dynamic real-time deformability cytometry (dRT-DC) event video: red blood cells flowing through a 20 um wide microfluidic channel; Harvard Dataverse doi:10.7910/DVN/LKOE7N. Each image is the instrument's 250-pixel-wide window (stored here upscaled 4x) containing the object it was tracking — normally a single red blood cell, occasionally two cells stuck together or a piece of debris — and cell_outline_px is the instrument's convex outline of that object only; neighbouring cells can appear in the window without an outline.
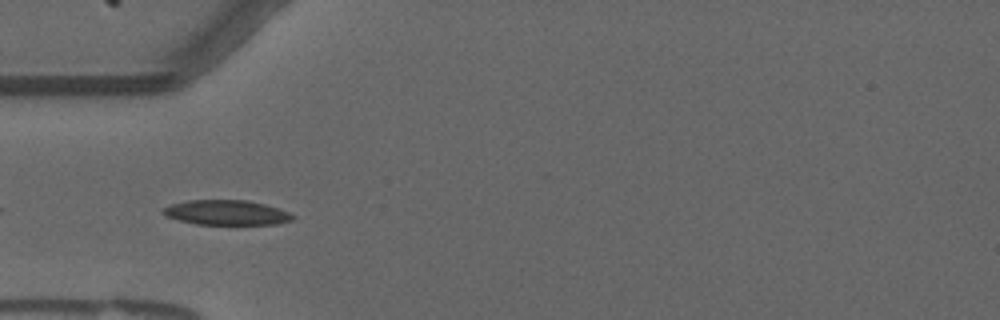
{"species": "common noctule bat (a hibernating species)", "species_latin": "Nyctalus noctula", "temperature_condition": "warm", "stored_images_in_passage": 10, "camera_frame_rate_fps": 3000, "um_per_image_px": 0.085, "animal": {"sex": "male", "forearm_length_mm": 52.5}, "frame": {"image": 1, "passage_image": 1, "time_ms": 0.0, "image_size_px": [1000, 320], "cell_outline_px": [[296, 216], [292, 220], [276, 224], [196, 224], [164, 216], [160, 212], [164, 208], [172, 204], [188, 200], [248, 200], [264, 204], [288, 212]], "centroid_in_image_um": [19.23, 18.07], "position_along_channel_um": 65.8, "area_um2": 18.67}}